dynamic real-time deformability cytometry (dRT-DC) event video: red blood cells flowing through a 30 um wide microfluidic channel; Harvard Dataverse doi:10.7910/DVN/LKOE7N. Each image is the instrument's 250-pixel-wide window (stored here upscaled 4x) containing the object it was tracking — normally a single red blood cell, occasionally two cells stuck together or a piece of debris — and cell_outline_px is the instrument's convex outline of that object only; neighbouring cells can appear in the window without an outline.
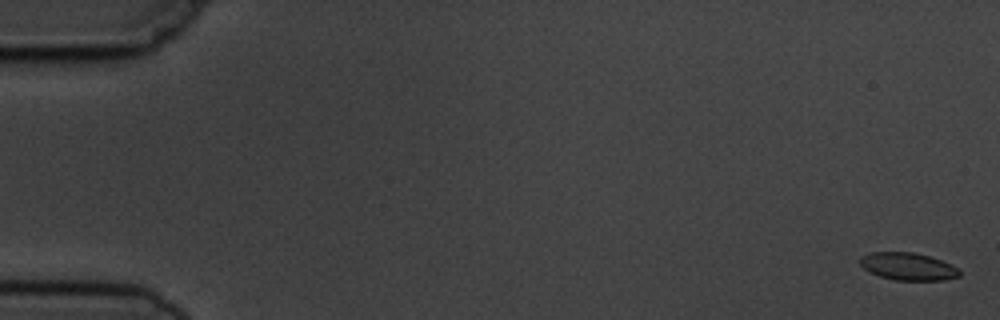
{"species": "common noctule bat (a hibernating species)", "species_latin": "Nyctalus noctula", "temperature_condition": "cold", "stored_images_in_passage": 5, "camera_frame_rate_fps": 3000, "um_per_image_px": 0.085, "animal": {"sex": "male", "body_mass_g": 19.5, "forearm_length_mm": 54.6}, "frame": {"image": 1, "passage_image": 1, "time_ms": 0.0, "image_size_px": [1000, 320], "cell_outline_px": [[960, 276], [944, 280], [896, 280], [880, 276], [868, 272], [860, 264], [860, 256], [868, 252], [912, 252], [928, 256], [952, 264], [960, 268]], "centroid_in_image_um": [77.18, 22.64], "position_along_channel_um": 7.8, "area_um2": 16.01}}